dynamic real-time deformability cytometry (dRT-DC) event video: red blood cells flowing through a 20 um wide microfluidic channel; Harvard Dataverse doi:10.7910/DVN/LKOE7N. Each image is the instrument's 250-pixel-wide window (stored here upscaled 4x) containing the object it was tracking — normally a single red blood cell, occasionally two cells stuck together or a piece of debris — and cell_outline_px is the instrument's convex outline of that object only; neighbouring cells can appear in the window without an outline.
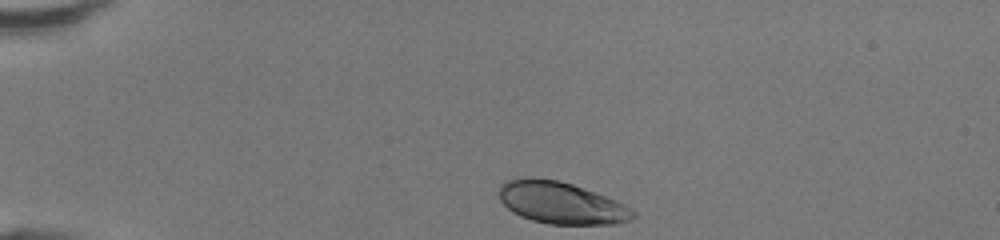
{"species": "human", "species_latin": "Homo sapiens", "temperature_condition": "room temperature", "stored_images_in_passage": 32, "camera_frame_rate_fps": 3000, "um_per_image_px": 0.085, "donor": {"sex": "female"}, "frame": {"image": 1, "passage_image": 1, "time_ms": 0.0, "image_size_px": [1000, 240], "cell_outline_px": [[636, 216], [632, 220], [616, 224], [548, 224], [532, 220], [520, 216], [512, 212], [500, 200], [500, 184], [508, 180], [524, 176], [556, 180], [572, 184], [584, 188], [616, 200], [624, 204], [636, 212]], "centroid_in_image_um": [47.71, 17.24], "position_along_channel_um": 37.3, "area_um2": 32.83}}
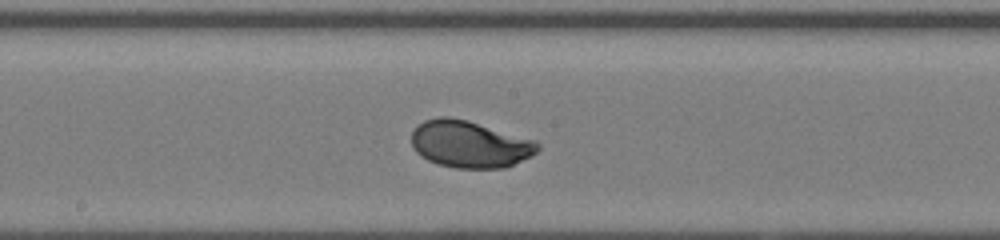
{"frame": {"image": 2, "passage_image": 17, "time_ms": 5.333, "image_size_px": [1000, 240], "cell_outline_px": [[540, 148], [532, 156], [504, 168], [456, 168], [440, 164], [428, 160], [420, 156], [416, 152], [412, 144], [412, 132], [416, 124], [424, 120], [440, 116], [448, 116], [468, 120], [536, 140], [540, 144]], "centroid_in_image_um": [39.93, 12.24], "position_along_channel_um": 208.3, "area_um2": 34.8}}
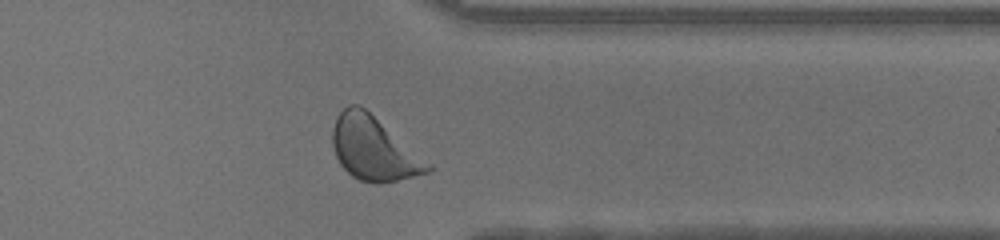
{"frame": {"image": 3, "passage_image": 29, "time_ms": 9.333, "image_size_px": [1000, 240], "cell_outline_px": [[432, 172], [380, 184], [372, 184], [360, 180], [352, 176], [340, 164], [336, 156], [332, 144], [332, 128], [336, 116], [348, 104], [360, 104], [432, 164]], "centroid_in_image_um": [31.76, 12.63], "position_along_channel_um": 379.6, "area_um2": 35.49}, "authors_computed_cell_mechanics": {"area_um2": 33.813, "velocity_mm_per_s": 4.3287, "shape_relaxation_time_tau1_ms": 2.2211, "shape_relaxation_time_tau2_ms": null, "deformation_change_tau1": 0.1302, "deformation_change_tau2": null}}